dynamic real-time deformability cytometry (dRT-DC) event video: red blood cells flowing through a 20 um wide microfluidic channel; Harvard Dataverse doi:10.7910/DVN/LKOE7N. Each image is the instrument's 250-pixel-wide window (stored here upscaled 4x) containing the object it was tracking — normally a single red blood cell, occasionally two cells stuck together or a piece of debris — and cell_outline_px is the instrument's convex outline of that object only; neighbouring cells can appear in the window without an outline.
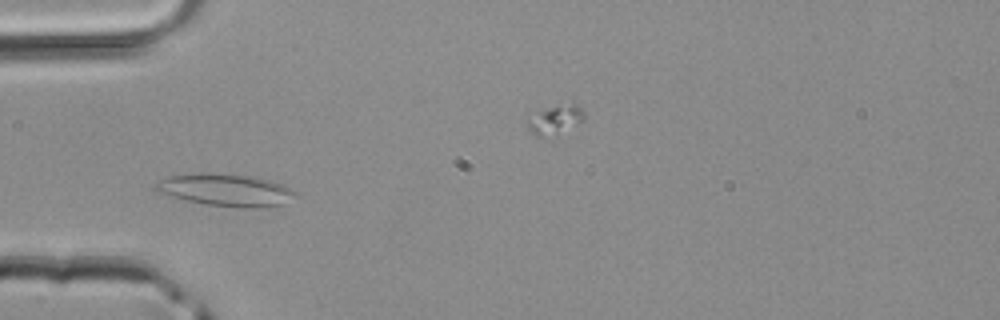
{"species": "common noctule bat (a hibernating species)", "species_latin": "Nyctalus noctula", "temperature_condition": "room temperature", "stored_images_in_passage": 5, "segment_of_instrument_passage": [2, 2], "camera_frame_rate_fps": 3000, "um_per_image_px": 0.085, "animal": {"sex": "male", "body_mass_g": 20.4}, "frame": {"image": 1, "passage_image": 4, "time_ms": 1.0, "image_size_px": [1000, 320], "cell_outline_px": [[296, 196], [284, 204], [260, 208], [244, 208], [208, 204], [188, 200], [156, 192], [152, 188], [160, 180], [168, 176], [192, 172], [212, 172], [256, 176], [272, 180], [296, 192]], "centroid_in_image_um": [19.18, 16.12], "position_along_channel_um": 65.8, "area_um2": 26.59}}